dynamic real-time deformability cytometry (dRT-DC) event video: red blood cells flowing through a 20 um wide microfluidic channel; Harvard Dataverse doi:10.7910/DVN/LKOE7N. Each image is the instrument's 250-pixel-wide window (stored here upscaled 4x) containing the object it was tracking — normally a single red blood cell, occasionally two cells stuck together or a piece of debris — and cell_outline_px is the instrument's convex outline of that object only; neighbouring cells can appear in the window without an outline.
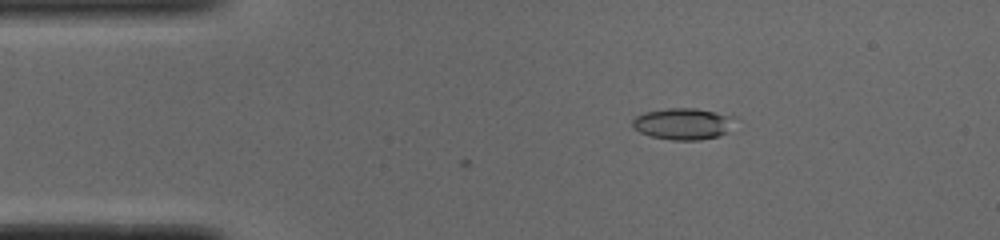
{"species": "common noctule bat (a hibernating species)", "species_latin": "Nyctalus noctula", "temperature_condition": "cold", "stored_images_in_passage": 5, "camera_frame_rate_fps": 3000, "um_per_image_px": 0.085, "animal": {"sex": "male", "body_mass_g": 19.0, "forearm_length_mm": 50.8}, "frame": {"image": 1, "passage_image": 5, "time_ms": 1.333, "image_size_px": [1000, 240], "cell_outline_px": [[740, 120], [728, 132], [716, 136], [700, 140], [672, 140], [652, 136], [640, 132], [632, 128], [632, 120], [636, 116], [644, 112], [668, 108], [696, 108], [736, 116]], "centroid_in_image_um": [58.13, 10.51], "position_along_channel_um": 26.9, "area_um2": 19.19}}